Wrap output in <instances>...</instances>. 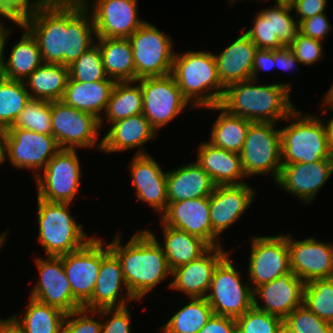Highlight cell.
Wrapping results in <instances>:
<instances>
[{
	"instance_id": "6da1fadb",
	"label": "cell",
	"mask_w": 333,
	"mask_h": 333,
	"mask_svg": "<svg viewBox=\"0 0 333 333\" xmlns=\"http://www.w3.org/2000/svg\"><path fill=\"white\" fill-rule=\"evenodd\" d=\"M135 232L125 244L120 232L107 244L120 261L129 292L140 302L156 286L168 281L172 271L158 236L148 228Z\"/></svg>"
},
{
	"instance_id": "7a4b0ae2",
	"label": "cell",
	"mask_w": 333,
	"mask_h": 333,
	"mask_svg": "<svg viewBox=\"0 0 333 333\" xmlns=\"http://www.w3.org/2000/svg\"><path fill=\"white\" fill-rule=\"evenodd\" d=\"M293 82L259 84L245 80L225 88L220 106L229 114L251 122L279 123L296 108L291 101Z\"/></svg>"
},
{
	"instance_id": "3957f363",
	"label": "cell",
	"mask_w": 333,
	"mask_h": 333,
	"mask_svg": "<svg viewBox=\"0 0 333 333\" xmlns=\"http://www.w3.org/2000/svg\"><path fill=\"white\" fill-rule=\"evenodd\" d=\"M171 75L194 109L220 104L225 87L219 79L213 53L204 50L176 51Z\"/></svg>"
},
{
	"instance_id": "277c9868",
	"label": "cell",
	"mask_w": 333,
	"mask_h": 333,
	"mask_svg": "<svg viewBox=\"0 0 333 333\" xmlns=\"http://www.w3.org/2000/svg\"><path fill=\"white\" fill-rule=\"evenodd\" d=\"M37 198V241L44 249L45 256L60 257L84 247L94 233L88 236L83 224H78L72 215L71 203L50 202Z\"/></svg>"
},
{
	"instance_id": "5b68a950",
	"label": "cell",
	"mask_w": 333,
	"mask_h": 333,
	"mask_svg": "<svg viewBox=\"0 0 333 333\" xmlns=\"http://www.w3.org/2000/svg\"><path fill=\"white\" fill-rule=\"evenodd\" d=\"M280 128L282 164L312 163L333 158L329 151L324 117L303 113L297 107Z\"/></svg>"
},
{
	"instance_id": "8992f818",
	"label": "cell",
	"mask_w": 333,
	"mask_h": 333,
	"mask_svg": "<svg viewBox=\"0 0 333 333\" xmlns=\"http://www.w3.org/2000/svg\"><path fill=\"white\" fill-rule=\"evenodd\" d=\"M16 19L36 38L43 63L66 66L67 4L36 0Z\"/></svg>"
},
{
	"instance_id": "52a82bcc",
	"label": "cell",
	"mask_w": 333,
	"mask_h": 333,
	"mask_svg": "<svg viewBox=\"0 0 333 333\" xmlns=\"http://www.w3.org/2000/svg\"><path fill=\"white\" fill-rule=\"evenodd\" d=\"M230 252L215 268L206 300L215 315L238 318L254 306L253 289L242 280ZM240 270V271H239Z\"/></svg>"
},
{
	"instance_id": "ba28073f",
	"label": "cell",
	"mask_w": 333,
	"mask_h": 333,
	"mask_svg": "<svg viewBox=\"0 0 333 333\" xmlns=\"http://www.w3.org/2000/svg\"><path fill=\"white\" fill-rule=\"evenodd\" d=\"M277 123L253 122L240 152L247 178L270 175L274 183L282 167L280 128Z\"/></svg>"
},
{
	"instance_id": "9c48e42d",
	"label": "cell",
	"mask_w": 333,
	"mask_h": 333,
	"mask_svg": "<svg viewBox=\"0 0 333 333\" xmlns=\"http://www.w3.org/2000/svg\"><path fill=\"white\" fill-rule=\"evenodd\" d=\"M168 35L146 21L128 38L135 63V81L171 74L176 51L175 41Z\"/></svg>"
},
{
	"instance_id": "30bf717a",
	"label": "cell",
	"mask_w": 333,
	"mask_h": 333,
	"mask_svg": "<svg viewBox=\"0 0 333 333\" xmlns=\"http://www.w3.org/2000/svg\"><path fill=\"white\" fill-rule=\"evenodd\" d=\"M52 135L61 149H102L100 120L94 115L66 105L51 102ZM88 148V149H87Z\"/></svg>"
},
{
	"instance_id": "8fae6325",
	"label": "cell",
	"mask_w": 333,
	"mask_h": 333,
	"mask_svg": "<svg viewBox=\"0 0 333 333\" xmlns=\"http://www.w3.org/2000/svg\"><path fill=\"white\" fill-rule=\"evenodd\" d=\"M77 152L60 149L33 179L36 183V196L50 202L74 203L76 194H80L83 176Z\"/></svg>"
},
{
	"instance_id": "7c38bea8",
	"label": "cell",
	"mask_w": 333,
	"mask_h": 333,
	"mask_svg": "<svg viewBox=\"0 0 333 333\" xmlns=\"http://www.w3.org/2000/svg\"><path fill=\"white\" fill-rule=\"evenodd\" d=\"M137 82L142 88V114L149 120L157 133L159 129H163L162 127L184 112L186 108L193 109L184 98L171 74L142 78Z\"/></svg>"
},
{
	"instance_id": "4fadbf2b",
	"label": "cell",
	"mask_w": 333,
	"mask_h": 333,
	"mask_svg": "<svg viewBox=\"0 0 333 333\" xmlns=\"http://www.w3.org/2000/svg\"><path fill=\"white\" fill-rule=\"evenodd\" d=\"M53 135L10 127L6 130L5 161L17 170L33 171V178L60 151Z\"/></svg>"
},
{
	"instance_id": "5bb4252c",
	"label": "cell",
	"mask_w": 333,
	"mask_h": 333,
	"mask_svg": "<svg viewBox=\"0 0 333 333\" xmlns=\"http://www.w3.org/2000/svg\"><path fill=\"white\" fill-rule=\"evenodd\" d=\"M250 247L246 280L253 290L291 271L287 234L253 235Z\"/></svg>"
},
{
	"instance_id": "9a60e30c",
	"label": "cell",
	"mask_w": 333,
	"mask_h": 333,
	"mask_svg": "<svg viewBox=\"0 0 333 333\" xmlns=\"http://www.w3.org/2000/svg\"><path fill=\"white\" fill-rule=\"evenodd\" d=\"M255 191L256 189L248 182L215 187L209 196L212 247L224 246L221 238L224 236L223 232L243 217L255 200L257 195Z\"/></svg>"
},
{
	"instance_id": "2e32d148",
	"label": "cell",
	"mask_w": 333,
	"mask_h": 333,
	"mask_svg": "<svg viewBox=\"0 0 333 333\" xmlns=\"http://www.w3.org/2000/svg\"><path fill=\"white\" fill-rule=\"evenodd\" d=\"M33 263L37 267L39 276L29 293L30 298L57 307L66 314L81 308L74 301L72 289L64 271L62 256H37Z\"/></svg>"
},
{
	"instance_id": "e0dca14e",
	"label": "cell",
	"mask_w": 333,
	"mask_h": 333,
	"mask_svg": "<svg viewBox=\"0 0 333 333\" xmlns=\"http://www.w3.org/2000/svg\"><path fill=\"white\" fill-rule=\"evenodd\" d=\"M138 0H89L96 38H129L146 20L138 14ZM91 4V5H90Z\"/></svg>"
},
{
	"instance_id": "ac0fdd59",
	"label": "cell",
	"mask_w": 333,
	"mask_h": 333,
	"mask_svg": "<svg viewBox=\"0 0 333 333\" xmlns=\"http://www.w3.org/2000/svg\"><path fill=\"white\" fill-rule=\"evenodd\" d=\"M137 302L124 280L117 256L109 249L107 241L101 239V265L91 299L83 306L87 310L122 308Z\"/></svg>"
},
{
	"instance_id": "d6986e66",
	"label": "cell",
	"mask_w": 333,
	"mask_h": 333,
	"mask_svg": "<svg viewBox=\"0 0 333 333\" xmlns=\"http://www.w3.org/2000/svg\"><path fill=\"white\" fill-rule=\"evenodd\" d=\"M95 234L84 247L62 256L74 301L81 307L91 299L101 265V237Z\"/></svg>"
},
{
	"instance_id": "ffe728a7",
	"label": "cell",
	"mask_w": 333,
	"mask_h": 333,
	"mask_svg": "<svg viewBox=\"0 0 333 333\" xmlns=\"http://www.w3.org/2000/svg\"><path fill=\"white\" fill-rule=\"evenodd\" d=\"M287 234L290 267L305 283L333 277V242H322L314 236L295 240Z\"/></svg>"
},
{
	"instance_id": "44dd1931",
	"label": "cell",
	"mask_w": 333,
	"mask_h": 333,
	"mask_svg": "<svg viewBox=\"0 0 333 333\" xmlns=\"http://www.w3.org/2000/svg\"><path fill=\"white\" fill-rule=\"evenodd\" d=\"M333 174V158L312 163L282 164L276 186L297 197L305 205L313 203Z\"/></svg>"
},
{
	"instance_id": "7402d4cb",
	"label": "cell",
	"mask_w": 333,
	"mask_h": 333,
	"mask_svg": "<svg viewBox=\"0 0 333 333\" xmlns=\"http://www.w3.org/2000/svg\"><path fill=\"white\" fill-rule=\"evenodd\" d=\"M128 164L137 201L148 204L154 213L161 216L168 205L167 170L162 169L159 162L150 154H134Z\"/></svg>"
},
{
	"instance_id": "603a6c76",
	"label": "cell",
	"mask_w": 333,
	"mask_h": 333,
	"mask_svg": "<svg viewBox=\"0 0 333 333\" xmlns=\"http://www.w3.org/2000/svg\"><path fill=\"white\" fill-rule=\"evenodd\" d=\"M230 252L223 246L210 247L199 258L172 270L168 289L186 294L187 298H205L215 268Z\"/></svg>"
},
{
	"instance_id": "cb8c5ba5",
	"label": "cell",
	"mask_w": 333,
	"mask_h": 333,
	"mask_svg": "<svg viewBox=\"0 0 333 333\" xmlns=\"http://www.w3.org/2000/svg\"><path fill=\"white\" fill-rule=\"evenodd\" d=\"M305 282L291 270L253 290L254 307L284 320L303 305Z\"/></svg>"
},
{
	"instance_id": "d4e9b609",
	"label": "cell",
	"mask_w": 333,
	"mask_h": 333,
	"mask_svg": "<svg viewBox=\"0 0 333 333\" xmlns=\"http://www.w3.org/2000/svg\"><path fill=\"white\" fill-rule=\"evenodd\" d=\"M104 136L102 135V153L107 155L138 148L135 155L150 154L144 144L157 139V131L149 120L138 114L111 123ZM140 147V148H139Z\"/></svg>"
},
{
	"instance_id": "484cf974",
	"label": "cell",
	"mask_w": 333,
	"mask_h": 333,
	"mask_svg": "<svg viewBox=\"0 0 333 333\" xmlns=\"http://www.w3.org/2000/svg\"><path fill=\"white\" fill-rule=\"evenodd\" d=\"M159 219L164 225L186 231L212 247L209 197L170 202Z\"/></svg>"
},
{
	"instance_id": "4316f807",
	"label": "cell",
	"mask_w": 333,
	"mask_h": 333,
	"mask_svg": "<svg viewBox=\"0 0 333 333\" xmlns=\"http://www.w3.org/2000/svg\"><path fill=\"white\" fill-rule=\"evenodd\" d=\"M240 33L224 50L213 53L219 79L225 88L251 79L257 46L243 30Z\"/></svg>"
},
{
	"instance_id": "83f0119b",
	"label": "cell",
	"mask_w": 333,
	"mask_h": 333,
	"mask_svg": "<svg viewBox=\"0 0 333 333\" xmlns=\"http://www.w3.org/2000/svg\"><path fill=\"white\" fill-rule=\"evenodd\" d=\"M196 162L208 173L216 186L246 183L240 154L229 152L203 141L196 151Z\"/></svg>"
},
{
	"instance_id": "f1b7e54d",
	"label": "cell",
	"mask_w": 333,
	"mask_h": 333,
	"mask_svg": "<svg viewBox=\"0 0 333 333\" xmlns=\"http://www.w3.org/2000/svg\"><path fill=\"white\" fill-rule=\"evenodd\" d=\"M166 184L168 203L209 197L216 187L208 173L195 161L168 170Z\"/></svg>"
},
{
	"instance_id": "f546056e",
	"label": "cell",
	"mask_w": 333,
	"mask_h": 333,
	"mask_svg": "<svg viewBox=\"0 0 333 333\" xmlns=\"http://www.w3.org/2000/svg\"><path fill=\"white\" fill-rule=\"evenodd\" d=\"M115 84L114 80L87 83L75 81L69 77L62 101L68 106L90 113L101 120Z\"/></svg>"
},
{
	"instance_id": "4dcf8cb0",
	"label": "cell",
	"mask_w": 333,
	"mask_h": 333,
	"mask_svg": "<svg viewBox=\"0 0 333 333\" xmlns=\"http://www.w3.org/2000/svg\"><path fill=\"white\" fill-rule=\"evenodd\" d=\"M17 27L23 30L21 38L11 48L8 57H3L2 77L25 81L43 59L36 38L17 20Z\"/></svg>"
},
{
	"instance_id": "1f68e13d",
	"label": "cell",
	"mask_w": 333,
	"mask_h": 333,
	"mask_svg": "<svg viewBox=\"0 0 333 333\" xmlns=\"http://www.w3.org/2000/svg\"><path fill=\"white\" fill-rule=\"evenodd\" d=\"M96 41L91 12L83 4H67L66 66H70Z\"/></svg>"
},
{
	"instance_id": "d6a6232c",
	"label": "cell",
	"mask_w": 333,
	"mask_h": 333,
	"mask_svg": "<svg viewBox=\"0 0 333 333\" xmlns=\"http://www.w3.org/2000/svg\"><path fill=\"white\" fill-rule=\"evenodd\" d=\"M28 299L24 312L11 314L6 319L21 333H61L66 313L30 297Z\"/></svg>"
},
{
	"instance_id": "836d02e7",
	"label": "cell",
	"mask_w": 333,
	"mask_h": 333,
	"mask_svg": "<svg viewBox=\"0 0 333 333\" xmlns=\"http://www.w3.org/2000/svg\"><path fill=\"white\" fill-rule=\"evenodd\" d=\"M108 78L116 82L135 81V63L128 38H96Z\"/></svg>"
},
{
	"instance_id": "e575fe53",
	"label": "cell",
	"mask_w": 333,
	"mask_h": 333,
	"mask_svg": "<svg viewBox=\"0 0 333 333\" xmlns=\"http://www.w3.org/2000/svg\"><path fill=\"white\" fill-rule=\"evenodd\" d=\"M158 223H161L160 228H163L161 231L164 241L160 245L171 271L199 258L210 248L204 240L190 235L186 231L164 225L162 222Z\"/></svg>"
},
{
	"instance_id": "d590c367",
	"label": "cell",
	"mask_w": 333,
	"mask_h": 333,
	"mask_svg": "<svg viewBox=\"0 0 333 333\" xmlns=\"http://www.w3.org/2000/svg\"><path fill=\"white\" fill-rule=\"evenodd\" d=\"M205 109L219 112L212 124L208 142L218 148L240 154L249 126L253 122L240 116L229 114L219 104Z\"/></svg>"
},
{
	"instance_id": "8d00e7d4",
	"label": "cell",
	"mask_w": 333,
	"mask_h": 333,
	"mask_svg": "<svg viewBox=\"0 0 333 333\" xmlns=\"http://www.w3.org/2000/svg\"><path fill=\"white\" fill-rule=\"evenodd\" d=\"M69 66L43 63L24 83L31 99L62 100L69 80Z\"/></svg>"
},
{
	"instance_id": "74e56055",
	"label": "cell",
	"mask_w": 333,
	"mask_h": 333,
	"mask_svg": "<svg viewBox=\"0 0 333 333\" xmlns=\"http://www.w3.org/2000/svg\"><path fill=\"white\" fill-rule=\"evenodd\" d=\"M142 109L141 85L137 81L116 82L105 113L100 120V128L105 124L110 125L117 120L142 114Z\"/></svg>"
},
{
	"instance_id": "f35d334b",
	"label": "cell",
	"mask_w": 333,
	"mask_h": 333,
	"mask_svg": "<svg viewBox=\"0 0 333 333\" xmlns=\"http://www.w3.org/2000/svg\"><path fill=\"white\" fill-rule=\"evenodd\" d=\"M159 330L162 333H198L214 314L206 298H188Z\"/></svg>"
},
{
	"instance_id": "ab89813d",
	"label": "cell",
	"mask_w": 333,
	"mask_h": 333,
	"mask_svg": "<svg viewBox=\"0 0 333 333\" xmlns=\"http://www.w3.org/2000/svg\"><path fill=\"white\" fill-rule=\"evenodd\" d=\"M31 100L24 81L0 77V127L7 130Z\"/></svg>"
},
{
	"instance_id": "60d3db41",
	"label": "cell",
	"mask_w": 333,
	"mask_h": 333,
	"mask_svg": "<svg viewBox=\"0 0 333 333\" xmlns=\"http://www.w3.org/2000/svg\"><path fill=\"white\" fill-rule=\"evenodd\" d=\"M303 304L319 318L333 324V277L305 283Z\"/></svg>"
},
{
	"instance_id": "b9f144b4",
	"label": "cell",
	"mask_w": 333,
	"mask_h": 333,
	"mask_svg": "<svg viewBox=\"0 0 333 333\" xmlns=\"http://www.w3.org/2000/svg\"><path fill=\"white\" fill-rule=\"evenodd\" d=\"M271 27L272 50L288 47L299 33V22L292 8L276 3L271 5Z\"/></svg>"
},
{
	"instance_id": "7bdbcfd3",
	"label": "cell",
	"mask_w": 333,
	"mask_h": 333,
	"mask_svg": "<svg viewBox=\"0 0 333 333\" xmlns=\"http://www.w3.org/2000/svg\"><path fill=\"white\" fill-rule=\"evenodd\" d=\"M11 127L52 135L51 101L31 99Z\"/></svg>"
},
{
	"instance_id": "ee69618b",
	"label": "cell",
	"mask_w": 333,
	"mask_h": 333,
	"mask_svg": "<svg viewBox=\"0 0 333 333\" xmlns=\"http://www.w3.org/2000/svg\"><path fill=\"white\" fill-rule=\"evenodd\" d=\"M69 76L72 80L87 83L113 80L105 73L100 48L96 42L69 66Z\"/></svg>"
},
{
	"instance_id": "f6af8a7d",
	"label": "cell",
	"mask_w": 333,
	"mask_h": 333,
	"mask_svg": "<svg viewBox=\"0 0 333 333\" xmlns=\"http://www.w3.org/2000/svg\"><path fill=\"white\" fill-rule=\"evenodd\" d=\"M237 333H279L283 320L256 307L235 319Z\"/></svg>"
},
{
	"instance_id": "bcb514c9",
	"label": "cell",
	"mask_w": 333,
	"mask_h": 333,
	"mask_svg": "<svg viewBox=\"0 0 333 333\" xmlns=\"http://www.w3.org/2000/svg\"><path fill=\"white\" fill-rule=\"evenodd\" d=\"M283 324L293 333H333V324L319 318L304 304L295 308Z\"/></svg>"
},
{
	"instance_id": "7dc6e473",
	"label": "cell",
	"mask_w": 333,
	"mask_h": 333,
	"mask_svg": "<svg viewBox=\"0 0 333 333\" xmlns=\"http://www.w3.org/2000/svg\"><path fill=\"white\" fill-rule=\"evenodd\" d=\"M101 331L102 308L98 310L80 308L67 313L61 328V333H102Z\"/></svg>"
},
{
	"instance_id": "c3c4849f",
	"label": "cell",
	"mask_w": 333,
	"mask_h": 333,
	"mask_svg": "<svg viewBox=\"0 0 333 333\" xmlns=\"http://www.w3.org/2000/svg\"><path fill=\"white\" fill-rule=\"evenodd\" d=\"M254 16L252 26L244 33L257 46V49L272 50L271 7L260 8Z\"/></svg>"
},
{
	"instance_id": "681fc988",
	"label": "cell",
	"mask_w": 333,
	"mask_h": 333,
	"mask_svg": "<svg viewBox=\"0 0 333 333\" xmlns=\"http://www.w3.org/2000/svg\"><path fill=\"white\" fill-rule=\"evenodd\" d=\"M324 42L298 33L294 41L288 46L296 59L303 66L315 65L324 57Z\"/></svg>"
},
{
	"instance_id": "f907efd6",
	"label": "cell",
	"mask_w": 333,
	"mask_h": 333,
	"mask_svg": "<svg viewBox=\"0 0 333 333\" xmlns=\"http://www.w3.org/2000/svg\"><path fill=\"white\" fill-rule=\"evenodd\" d=\"M129 306L102 308V333H131L132 320ZM109 316V317H108Z\"/></svg>"
},
{
	"instance_id": "816d5d0a",
	"label": "cell",
	"mask_w": 333,
	"mask_h": 333,
	"mask_svg": "<svg viewBox=\"0 0 333 333\" xmlns=\"http://www.w3.org/2000/svg\"><path fill=\"white\" fill-rule=\"evenodd\" d=\"M326 13H320L314 17L307 18L299 22V33L312 39L324 42L330 36L331 23Z\"/></svg>"
},
{
	"instance_id": "f5cc1de1",
	"label": "cell",
	"mask_w": 333,
	"mask_h": 333,
	"mask_svg": "<svg viewBox=\"0 0 333 333\" xmlns=\"http://www.w3.org/2000/svg\"><path fill=\"white\" fill-rule=\"evenodd\" d=\"M328 5L327 0H298L292 10L297 21L300 22L317 14L326 13Z\"/></svg>"
},
{
	"instance_id": "db71d44e",
	"label": "cell",
	"mask_w": 333,
	"mask_h": 333,
	"mask_svg": "<svg viewBox=\"0 0 333 333\" xmlns=\"http://www.w3.org/2000/svg\"><path fill=\"white\" fill-rule=\"evenodd\" d=\"M198 333H237L236 320L213 314Z\"/></svg>"
},
{
	"instance_id": "11a10c76",
	"label": "cell",
	"mask_w": 333,
	"mask_h": 333,
	"mask_svg": "<svg viewBox=\"0 0 333 333\" xmlns=\"http://www.w3.org/2000/svg\"><path fill=\"white\" fill-rule=\"evenodd\" d=\"M275 61L273 59V50L257 49L255 51L254 63L252 67L251 79L260 80L258 77L260 72H269L275 69ZM259 78V79H258Z\"/></svg>"
},
{
	"instance_id": "9f6ffc18",
	"label": "cell",
	"mask_w": 333,
	"mask_h": 333,
	"mask_svg": "<svg viewBox=\"0 0 333 333\" xmlns=\"http://www.w3.org/2000/svg\"><path fill=\"white\" fill-rule=\"evenodd\" d=\"M273 59L275 61L276 69L280 71H292L298 68L299 64L302 65L292 53L289 47L273 50Z\"/></svg>"
},
{
	"instance_id": "6f0895ef",
	"label": "cell",
	"mask_w": 333,
	"mask_h": 333,
	"mask_svg": "<svg viewBox=\"0 0 333 333\" xmlns=\"http://www.w3.org/2000/svg\"><path fill=\"white\" fill-rule=\"evenodd\" d=\"M36 0H0V11L5 16L17 17L30 8Z\"/></svg>"
},
{
	"instance_id": "680465c9",
	"label": "cell",
	"mask_w": 333,
	"mask_h": 333,
	"mask_svg": "<svg viewBox=\"0 0 333 333\" xmlns=\"http://www.w3.org/2000/svg\"><path fill=\"white\" fill-rule=\"evenodd\" d=\"M6 20H8L9 22L11 21L10 23H13L11 27H9L8 24L6 25ZM15 27L16 29L18 28L16 17L4 16L3 19L0 21V77L2 76L3 71V57L6 54L5 47L9 38L8 36L12 34L11 31L13 32V30H15Z\"/></svg>"
},
{
	"instance_id": "91938a15",
	"label": "cell",
	"mask_w": 333,
	"mask_h": 333,
	"mask_svg": "<svg viewBox=\"0 0 333 333\" xmlns=\"http://www.w3.org/2000/svg\"><path fill=\"white\" fill-rule=\"evenodd\" d=\"M333 83V82H332ZM323 101L322 102V105L320 107H324L323 108V111L321 112V114L323 116H327L329 114V111L331 113V111L333 112V84L331 85V87H329V89L327 90V93L325 95H323L322 97Z\"/></svg>"
},
{
	"instance_id": "94428289",
	"label": "cell",
	"mask_w": 333,
	"mask_h": 333,
	"mask_svg": "<svg viewBox=\"0 0 333 333\" xmlns=\"http://www.w3.org/2000/svg\"><path fill=\"white\" fill-rule=\"evenodd\" d=\"M324 119L325 128H326V134H327V140H328V147L329 151L331 153V156L333 157V115L331 118Z\"/></svg>"
},
{
	"instance_id": "6125c7cd",
	"label": "cell",
	"mask_w": 333,
	"mask_h": 333,
	"mask_svg": "<svg viewBox=\"0 0 333 333\" xmlns=\"http://www.w3.org/2000/svg\"><path fill=\"white\" fill-rule=\"evenodd\" d=\"M0 333H21L6 318H0Z\"/></svg>"
},
{
	"instance_id": "be15d7a7",
	"label": "cell",
	"mask_w": 333,
	"mask_h": 333,
	"mask_svg": "<svg viewBox=\"0 0 333 333\" xmlns=\"http://www.w3.org/2000/svg\"><path fill=\"white\" fill-rule=\"evenodd\" d=\"M5 138L6 130L0 127V166L5 164Z\"/></svg>"
},
{
	"instance_id": "e7e4bbea",
	"label": "cell",
	"mask_w": 333,
	"mask_h": 333,
	"mask_svg": "<svg viewBox=\"0 0 333 333\" xmlns=\"http://www.w3.org/2000/svg\"><path fill=\"white\" fill-rule=\"evenodd\" d=\"M51 3H61V4H83L85 5L89 0H45Z\"/></svg>"
},
{
	"instance_id": "03108f58",
	"label": "cell",
	"mask_w": 333,
	"mask_h": 333,
	"mask_svg": "<svg viewBox=\"0 0 333 333\" xmlns=\"http://www.w3.org/2000/svg\"><path fill=\"white\" fill-rule=\"evenodd\" d=\"M266 2H268V0H266ZM274 2L278 5H283L293 8L294 5L298 2V0H274Z\"/></svg>"
},
{
	"instance_id": "003e7915",
	"label": "cell",
	"mask_w": 333,
	"mask_h": 333,
	"mask_svg": "<svg viewBox=\"0 0 333 333\" xmlns=\"http://www.w3.org/2000/svg\"><path fill=\"white\" fill-rule=\"evenodd\" d=\"M9 230L10 229H5L3 232L0 234V249L3 248V246L6 244L7 237H9Z\"/></svg>"
},
{
	"instance_id": "a7ac6f4b",
	"label": "cell",
	"mask_w": 333,
	"mask_h": 333,
	"mask_svg": "<svg viewBox=\"0 0 333 333\" xmlns=\"http://www.w3.org/2000/svg\"><path fill=\"white\" fill-rule=\"evenodd\" d=\"M279 333H293V332L283 324L279 330Z\"/></svg>"
},
{
	"instance_id": "89a4df30",
	"label": "cell",
	"mask_w": 333,
	"mask_h": 333,
	"mask_svg": "<svg viewBox=\"0 0 333 333\" xmlns=\"http://www.w3.org/2000/svg\"><path fill=\"white\" fill-rule=\"evenodd\" d=\"M227 1H229L228 3H229V5L231 4V5H233L236 1H239V0H227ZM240 1H242V0H240ZM254 1V0H253ZM257 2H260L261 4H262V2H263V4L265 3L264 1L265 0H256Z\"/></svg>"
},
{
	"instance_id": "2644e50d",
	"label": "cell",
	"mask_w": 333,
	"mask_h": 333,
	"mask_svg": "<svg viewBox=\"0 0 333 333\" xmlns=\"http://www.w3.org/2000/svg\"><path fill=\"white\" fill-rule=\"evenodd\" d=\"M5 15L0 11V21L2 20V18L4 17Z\"/></svg>"
}]
</instances>
